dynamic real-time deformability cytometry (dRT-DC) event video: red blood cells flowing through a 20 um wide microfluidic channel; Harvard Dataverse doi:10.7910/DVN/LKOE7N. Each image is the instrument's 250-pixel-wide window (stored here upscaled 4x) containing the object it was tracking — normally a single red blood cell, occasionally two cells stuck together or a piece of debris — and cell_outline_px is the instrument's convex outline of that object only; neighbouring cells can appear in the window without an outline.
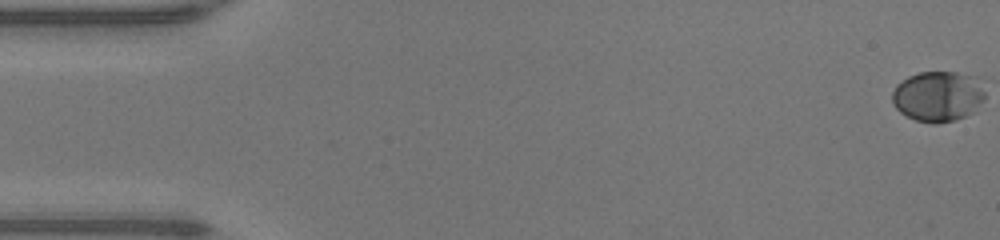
{"species": "human", "species_latin": "Homo sapiens", "temperature_condition": "warm", "stored_images_in_passage": 49, "camera_frame_rate_fps": 3000, "um_per_image_px": 0.085, "donor": {"sex": "male"}, "frame": {"image": 1, "passage_image": 1, "time_ms": 0.0, "image_size_px": [1000, 240], "cell_outline_px": [[984, 100], [976, 112], [956, 120], [936, 124], [932, 124], [916, 120], [900, 112], [896, 108], [892, 100], [892, 92], [896, 84], [908, 76], [920, 72], [956, 72], [976, 76], [984, 92]], "centroid_in_image_um": [79.74, 8.19], "position_along_channel_um": 5.3, "area_um2": 27.63}}
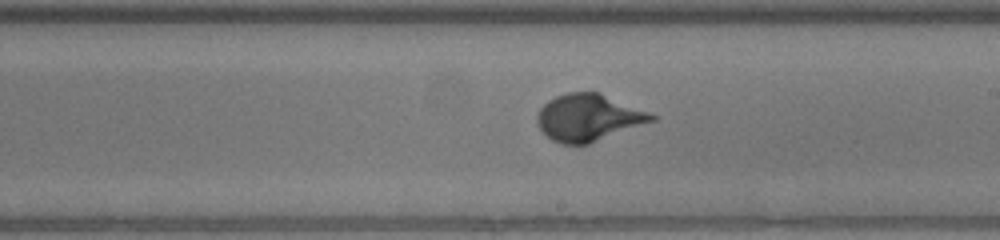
{"frame": {"image": 2, "passage_image": 28, "time_ms": 9.0, "image_size_px": [1000, 240], "cell_outline_px": [[656, 120], [588, 144], [564, 144], [552, 140], [540, 128], [536, 120], [536, 116], [540, 108], [548, 100], [556, 96], [568, 92], [600, 92], [648, 112], [656, 116]], "centroid_in_image_um": [50.0, 9.99], "position_along_channel_um": 239.0, "area_um2": 31.04}}
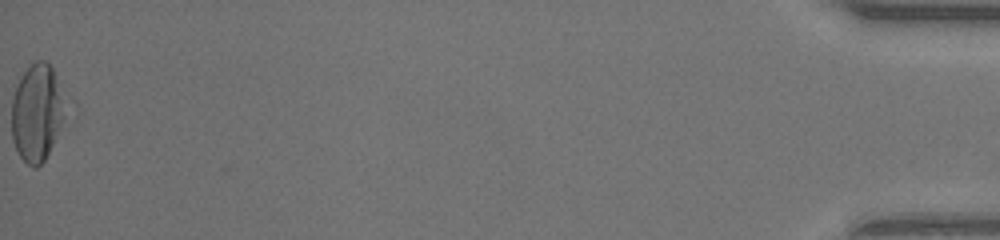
{"frame": {"image": 3, "passage_image": 49, "time_ms": 16.0, "image_size_px": [1000, 240], "cell_outline_px": [[68, 108], [52, 144], [44, 160], [36, 168], [32, 168], [20, 156], [12, 140], [12, 100], [16, 88], [24, 72], [36, 60], [44, 60], [52, 68], [68, 104]], "centroid_in_image_um": [3.16, 9.57], "position_along_channel_um": 432.0, "area_um2": 30.11}}